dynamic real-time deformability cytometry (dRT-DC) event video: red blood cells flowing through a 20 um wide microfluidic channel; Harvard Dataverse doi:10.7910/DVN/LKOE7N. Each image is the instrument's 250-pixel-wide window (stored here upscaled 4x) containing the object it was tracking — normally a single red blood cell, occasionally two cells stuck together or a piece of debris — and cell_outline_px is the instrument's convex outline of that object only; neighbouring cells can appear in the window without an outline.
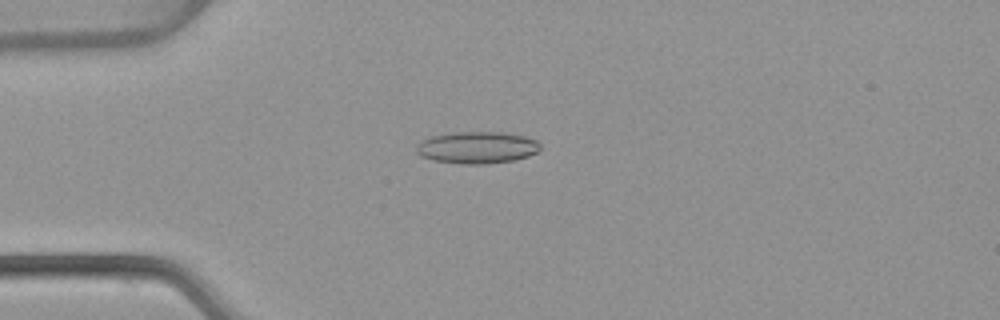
{"species": "common noctule bat (a hibernating species)", "species_latin": "Nyctalus noctula", "temperature_condition": "warm", "stored_images_in_passage": 52, "camera_frame_rate_fps": 3000, "um_per_image_px": 0.085, "animal": {"sex": "female", "body_mass_g": 22.7, "forearm_length_mm": 54.2}, "frame": {"image": 1, "passage_image": 13, "time_ms": 4.0, "image_size_px": [1000, 320], "cell_outline_px": [[540, 148], [536, 152], [528, 156], [512, 160], [484, 164], [460, 164], [432, 160], [420, 156], [416, 152], [416, 144], [420, 140], [428, 136], [452, 132], [500, 132], [524, 136], [536, 140], [540, 144]], "centroid_in_image_um": [40.47, 12.53], "position_along_channel_um": 44.5, "area_um2": 23.24}}
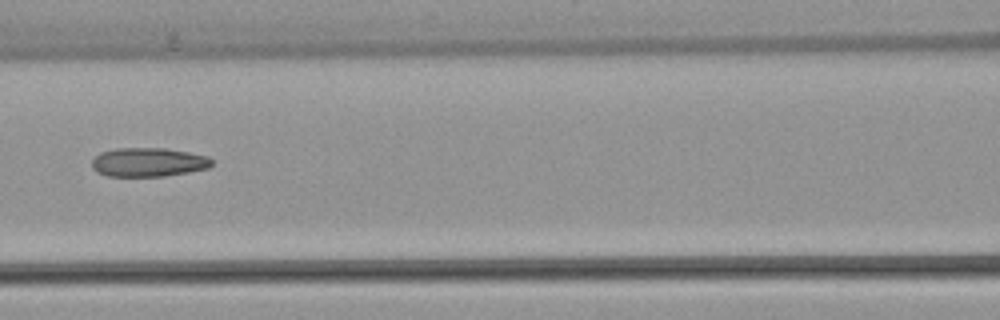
{"frame": {"image": 2, "passage_image": 23, "time_ms": 7.333, "image_size_px": [1000, 320], "cell_outline_px": [[212, 164], [208, 168], [188, 172], [164, 176], [108, 176], [96, 172], [92, 168], [92, 160], [100, 152], [116, 148], [164, 148], [188, 152], [208, 156], [212, 160]], "centroid_in_image_um": [12.59, 13.78], "position_along_channel_um": 154.0, "area_um2": 20.23}}
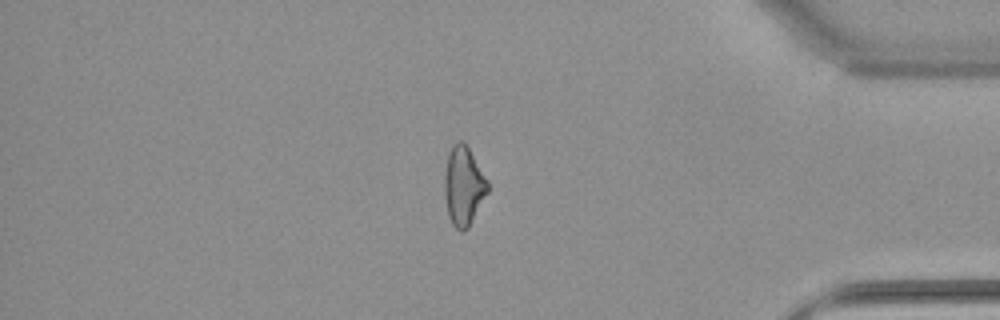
{"frame": {"image": 3, "passage_image": 44, "time_ms": 14.333, "image_size_px": [1000, 320], "cell_outline_px": [[488, 192], [468, 228], [464, 232], [460, 232], [452, 224], [448, 216], [444, 196], [444, 176], [448, 152], [452, 144], [456, 140], [460, 140], [468, 148], [488, 180]], "centroid_in_image_um": [39.38, 15.82], "position_along_channel_um": 395.8, "area_um2": 20.0}, "authors_computed_cell_mechanics": {"area_um2": 20.4323, "velocity_mm_per_s": 3.8937, "shape_relaxation_time_tau1_ms": null, "shape_relaxation_time_tau2_ms": 3.7809, "deformation_change_tau1": null, "deformation_change_tau2": 0.1306}}